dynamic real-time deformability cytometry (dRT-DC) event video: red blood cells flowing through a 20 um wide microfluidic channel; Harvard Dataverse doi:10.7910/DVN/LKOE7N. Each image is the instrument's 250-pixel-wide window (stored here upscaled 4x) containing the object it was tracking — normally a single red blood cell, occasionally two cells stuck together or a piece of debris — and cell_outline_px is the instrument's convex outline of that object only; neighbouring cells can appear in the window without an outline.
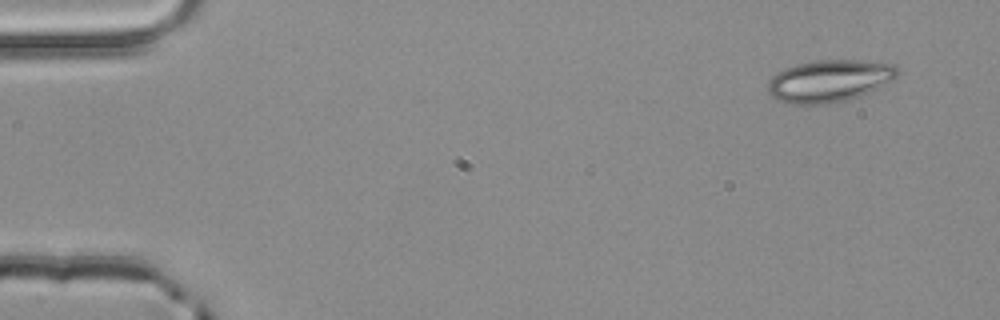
{"species": "common noctule bat (a hibernating species)", "species_latin": "Nyctalus noctula", "temperature_condition": "room temperature", "stored_images_in_passage": 3, "camera_frame_rate_fps": 3000, "um_per_image_px": 0.085, "animal": {"sex": "male", "body_mass_g": 20.4}, "frame": {"image": 1, "passage_image": 1, "time_ms": 0.0, "image_size_px": [1000, 320], "cell_outline_px": [[900, 72], [892, 80], [860, 96], [848, 100], [824, 104], [788, 104], [776, 100], [768, 96], [768, 80], [776, 72], [784, 68], [796, 64], [812, 60], [856, 60], [892, 64], [900, 68]], "centroid_in_image_um": [70.43, 6.88], "position_along_channel_um": 14.6, "area_um2": 32.14}}